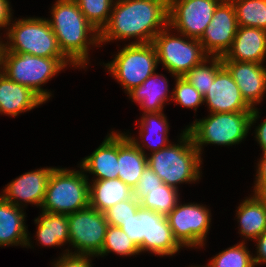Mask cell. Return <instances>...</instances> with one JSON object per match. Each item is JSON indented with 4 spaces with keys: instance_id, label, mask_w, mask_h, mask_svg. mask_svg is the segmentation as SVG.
Returning a JSON list of instances; mask_svg holds the SVG:
<instances>
[{
    "instance_id": "cell-1",
    "label": "cell",
    "mask_w": 266,
    "mask_h": 267,
    "mask_svg": "<svg viewBox=\"0 0 266 267\" xmlns=\"http://www.w3.org/2000/svg\"><path fill=\"white\" fill-rule=\"evenodd\" d=\"M168 26V0H115L108 24L100 32V45L134 38L131 43H152Z\"/></svg>"
},
{
    "instance_id": "cell-2",
    "label": "cell",
    "mask_w": 266,
    "mask_h": 267,
    "mask_svg": "<svg viewBox=\"0 0 266 267\" xmlns=\"http://www.w3.org/2000/svg\"><path fill=\"white\" fill-rule=\"evenodd\" d=\"M50 24L62 54L75 66L89 63V47H100V32L95 29L74 1L57 0L51 9Z\"/></svg>"
},
{
    "instance_id": "cell-3",
    "label": "cell",
    "mask_w": 266,
    "mask_h": 267,
    "mask_svg": "<svg viewBox=\"0 0 266 267\" xmlns=\"http://www.w3.org/2000/svg\"><path fill=\"white\" fill-rule=\"evenodd\" d=\"M179 143H170L147 156V164L163 183L178 189L181 183H195L201 177V155L184 129Z\"/></svg>"
},
{
    "instance_id": "cell-4",
    "label": "cell",
    "mask_w": 266,
    "mask_h": 267,
    "mask_svg": "<svg viewBox=\"0 0 266 267\" xmlns=\"http://www.w3.org/2000/svg\"><path fill=\"white\" fill-rule=\"evenodd\" d=\"M259 117L256 107L252 112L210 113L207 118L193 121L185 130L202 155V146L206 144L232 146L241 143Z\"/></svg>"
},
{
    "instance_id": "cell-5",
    "label": "cell",
    "mask_w": 266,
    "mask_h": 267,
    "mask_svg": "<svg viewBox=\"0 0 266 267\" xmlns=\"http://www.w3.org/2000/svg\"><path fill=\"white\" fill-rule=\"evenodd\" d=\"M68 64L75 67L67 58H46L4 51L2 74L18 84L29 87L46 102L52 95L41 86Z\"/></svg>"
},
{
    "instance_id": "cell-6",
    "label": "cell",
    "mask_w": 266,
    "mask_h": 267,
    "mask_svg": "<svg viewBox=\"0 0 266 267\" xmlns=\"http://www.w3.org/2000/svg\"><path fill=\"white\" fill-rule=\"evenodd\" d=\"M89 178L83 170L56 168L50 174L42 212L71 214L88 207Z\"/></svg>"
},
{
    "instance_id": "cell-7",
    "label": "cell",
    "mask_w": 266,
    "mask_h": 267,
    "mask_svg": "<svg viewBox=\"0 0 266 267\" xmlns=\"http://www.w3.org/2000/svg\"><path fill=\"white\" fill-rule=\"evenodd\" d=\"M10 23L4 51L46 58H66L46 18L28 17Z\"/></svg>"
},
{
    "instance_id": "cell-8",
    "label": "cell",
    "mask_w": 266,
    "mask_h": 267,
    "mask_svg": "<svg viewBox=\"0 0 266 267\" xmlns=\"http://www.w3.org/2000/svg\"><path fill=\"white\" fill-rule=\"evenodd\" d=\"M104 65L128 94L156 71L157 53L152 43H129Z\"/></svg>"
},
{
    "instance_id": "cell-9",
    "label": "cell",
    "mask_w": 266,
    "mask_h": 267,
    "mask_svg": "<svg viewBox=\"0 0 266 267\" xmlns=\"http://www.w3.org/2000/svg\"><path fill=\"white\" fill-rule=\"evenodd\" d=\"M170 31L171 28L167 26L152 41L158 64L161 63L173 77H184L208 55L204 52L199 39L189 38L183 34L176 36Z\"/></svg>"
},
{
    "instance_id": "cell-10",
    "label": "cell",
    "mask_w": 266,
    "mask_h": 267,
    "mask_svg": "<svg viewBox=\"0 0 266 267\" xmlns=\"http://www.w3.org/2000/svg\"><path fill=\"white\" fill-rule=\"evenodd\" d=\"M108 226L104 213L90 205L68 214L69 244L75 248L74 252L68 253L97 257L103 247Z\"/></svg>"
},
{
    "instance_id": "cell-11",
    "label": "cell",
    "mask_w": 266,
    "mask_h": 267,
    "mask_svg": "<svg viewBox=\"0 0 266 267\" xmlns=\"http://www.w3.org/2000/svg\"><path fill=\"white\" fill-rule=\"evenodd\" d=\"M211 213L203 204L180 201L166 216L174 238L182 247L200 248L205 245L210 229Z\"/></svg>"
},
{
    "instance_id": "cell-12",
    "label": "cell",
    "mask_w": 266,
    "mask_h": 267,
    "mask_svg": "<svg viewBox=\"0 0 266 267\" xmlns=\"http://www.w3.org/2000/svg\"><path fill=\"white\" fill-rule=\"evenodd\" d=\"M222 0H168V26L189 38L200 39Z\"/></svg>"
},
{
    "instance_id": "cell-13",
    "label": "cell",
    "mask_w": 266,
    "mask_h": 267,
    "mask_svg": "<svg viewBox=\"0 0 266 267\" xmlns=\"http://www.w3.org/2000/svg\"><path fill=\"white\" fill-rule=\"evenodd\" d=\"M238 23L232 2L221 1L209 25L199 39L208 56L222 57L230 49L237 33Z\"/></svg>"
},
{
    "instance_id": "cell-14",
    "label": "cell",
    "mask_w": 266,
    "mask_h": 267,
    "mask_svg": "<svg viewBox=\"0 0 266 267\" xmlns=\"http://www.w3.org/2000/svg\"><path fill=\"white\" fill-rule=\"evenodd\" d=\"M137 214L141 219V252L172 256L182 249L173 236L166 216L141 206Z\"/></svg>"
},
{
    "instance_id": "cell-15",
    "label": "cell",
    "mask_w": 266,
    "mask_h": 267,
    "mask_svg": "<svg viewBox=\"0 0 266 267\" xmlns=\"http://www.w3.org/2000/svg\"><path fill=\"white\" fill-rule=\"evenodd\" d=\"M53 169L54 167H46L26 172L8 183L3 194L0 195L6 201L21 208H23L24 203L41 207Z\"/></svg>"
},
{
    "instance_id": "cell-16",
    "label": "cell",
    "mask_w": 266,
    "mask_h": 267,
    "mask_svg": "<svg viewBox=\"0 0 266 267\" xmlns=\"http://www.w3.org/2000/svg\"><path fill=\"white\" fill-rule=\"evenodd\" d=\"M210 113L252 112V108L242 98L240 89L231 74L223 66L216 74L209 91L204 95Z\"/></svg>"
},
{
    "instance_id": "cell-17",
    "label": "cell",
    "mask_w": 266,
    "mask_h": 267,
    "mask_svg": "<svg viewBox=\"0 0 266 267\" xmlns=\"http://www.w3.org/2000/svg\"><path fill=\"white\" fill-rule=\"evenodd\" d=\"M240 89L245 102L253 109L263 101L266 93V66L255 62L222 60Z\"/></svg>"
},
{
    "instance_id": "cell-18",
    "label": "cell",
    "mask_w": 266,
    "mask_h": 267,
    "mask_svg": "<svg viewBox=\"0 0 266 267\" xmlns=\"http://www.w3.org/2000/svg\"><path fill=\"white\" fill-rule=\"evenodd\" d=\"M221 58L263 64L266 60V31L254 27H238L230 49Z\"/></svg>"
},
{
    "instance_id": "cell-19",
    "label": "cell",
    "mask_w": 266,
    "mask_h": 267,
    "mask_svg": "<svg viewBox=\"0 0 266 267\" xmlns=\"http://www.w3.org/2000/svg\"><path fill=\"white\" fill-rule=\"evenodd\" d=\"M80 169L95 175L93 180L118 178V132H111L91 155L80 162Z\"/></svg>"
},
{
    "instance_id": "cell-20",
    "label": "cell",
    "mask_w": 266,
    "mask_h": 267,
    "mask_svg": "<svg viewBox=\"0 0 266 267\" xmlns=\"http://www.w3.org/2000/svg\"><path fill=\"white\" fill-rule=\"evenodd\" d=\"M45 101L27 86L18 84L0 74V113L18 116L30 111Z\"/></svg>"
},
{
    "instance_id": "cell-21",
    "label": "cell",
    "mask_w": 266,
    "mask_h": 267,
    "mask_svg": "<svg viewBox=\"0 0 266 267\" xmlns=\"http://www.w3.org/2000/svg\"><path fill=\"white\" fill-rule=\"evenodd\" d=\"M23 210L0 195V247L21 245L31 248Z\"/></svg>"
},
{
    "instance_id": "cell-22",
    "label": "cell",
    "mask_w": 266,
    "mask_h": 267,
    "mask_svg": "<svg viewBox=\"0 0 266 267\" xmlns=\"http://www.w3.org/2000/svg\"><path fill=\"white\" fill-rule=\"evenodd\" d=\"M146 166L147 154H144L126 133L118 132V178L133 189Z\"/></svg>"
},
{
    "instance_id": "cell-23",
    "label": "cell",
    "mask_w": 266,
    "mask_h": 267,
    "mask_svg": "<svg viewBox=\"0 0 266 267\" xmlns=\"http://www.w3.org/2000/svg\"><path fill=\"white\" fill-rule=\"evenodd\" d=\"M168 80L163 74L153 73L141 85L135 87L127 95L140 105L143 113L161 112L168 100Z\"/></svg>"
},
{
    "instance_id": "cell-24",
    "label": "cell",
    "mask_w": 266,
    "mask_h": 267,
    "mask_svg": "<svg viewBox=\"0 0 266 267\" xmlns=\"http://www.w3.org/2000/svg\"><path fill=\"white\" fill-rule=\"evenodd\" d=\"M169 124L163 111L143 113L140 119L139 138L143 145L127 134V137L145 154V146L151 153L167 147L170 142L168 139ZM146 138V140H145ZM149 140V141H148ZM145 141V142H144ZM147 142V143H146ZM144 148V149H143Z\"/></svg>"
},
{
    "instance_id": "cell-25",
    "label": "cell",
    "mask_w": 266,
    "mask_h": 267,
    "mask_svg": "<svg viewBox=\"0 0 266 267\" xmlns=\"http://www.w3.org/2000/svg\"><path fill=\"white\" fill-rule=\"evenodd\" d=\"M132 197L133 189L119 178L92 180V183H89V204L102 213L118 202Z\"/></svg>"
},
{
    "instance_id": "cell-26",
    "label": "cell",
    "mask_w": 266,
    "mask_h": 267,
    "mask_svg": "<svg viewBox=\"0 0 266 267\" xmlns=\"http://www.w3.org/2000/svg\"><path fill=\"white\" fill-rule=\"evenodd\" d=\"M236 212L243 239L255 240L266 231V207L253 195L243 200Z\"/></svg>"
},
{
    "instance_id": "cell-27",
    "label": "cell",
    "mask_w": 266,
    "mask_h": 267,
    "mask_svg": "<svg viewBox=\"0 0 266 267\" xmlns=\"http://www.w3.org/2000/svg\"><path fill=\"white\" fill-rule=\"evenodd\" d=\"M36 239L43 246H62L69 243L68 215L42 212L35 218Z\"/></svg>"
},
{
    "instance_id": "cell-28",
    "label": "cell",
    "mask_w": 266,
    "mask_h": 267,
    "mask_svg": "<svg viewBox=\"0 0 266 267\" xmlns=\"http://www.w3.org/2000/svg\"><path fill=\"white\" fill-rule=\"evenodd\" d=\"M178 191L163 183L153 189H143L135 198L141 207L167 216L180 200Z\"/></svg>"
},
{
    "instance_id": "cell-29",
    "label": "cell",
    "mask_w": 266,
    "mask_h": 267,
    "mask_svg": "<svg viewBox=\"0 0 266 267\" xmlns=\"http://www.w3.org/2000/svg\"><path fill=\"white\" fill-rule=\"evenodd\" d=\"M210 65H206V64ZM223 67L222 58L208 56L200 64L189 70L184 78L203 96L209 91L217 72Z\"/></svg>"
},
{
    "instance_id": "cell-30",
    "label": "cell",
    "mask_w": 266,
    "mask_h": 267,
    "mask_svg": "<svg viewBox=\"0 0 266 267\" xmlns=\"http://www.w3.org/2000/svg\"><path fill=\"white\" fill-rule=\"evenodd\" d=\"M238 27H254L266 31V0H235Z\"/></svg>"
},
{
    "instance_id": "cell-31",
    "label": "cell",
    "mask_w": 266,
    "mask_h": 267,
    "mask_svg": "<svg viewBox=\"0 0 266 267\" xmlns=\"http://www.w3.org/2000/svg\"><path fill=\"white\" fill-rule=\"evenodd\" d=\"M114 252L120 256H134L140 254L139 248L130 240L126 233L117 226L109 225L103 247L98 256H105Z\"/></svg>"
},
{
    "instance_id": "cell-32",
    "label": "cell",
    "mask_w": 266,
    "mask_h": 267,
    "mask_svg": "<svg viewBox=\"0 0 266 267\" xmlns=\"http://www.w3.org/2000/svg\"><path fill=\"white\" fill-rule=\"evenodd\" d=\"M208 267H255L253 255L245 245V241L239 242L232 247L222 250L214 256Z\"/></svg>"
},
{
    "instance_id": "cell-33",
    "label": "cell",
    "mask_w": 266,
    "mask_h": 267,
    "mask_svg": "<svg viewBox=\"0 0 266 267\" xmlns=\"http://www.w3.org/2000/svg\"><path fill=\"white\" fill-rule=\"evenodd\" d=\"M115 0H77L86 20L99 32L108 24Z\"/></svg>"
},
{
    "instance_id": "cell-34",
    "label": "cell",
    "mask_w": 266,
    "mask_h": 267,
    "mask_svg": "<svg viewBox=\"0 0 266 267\" xmlns=\"http://www.w3.org/2000/svg\"><path fill=\"white\" fill-rule=\"evenodd\" d=\"M175 88H173L171 97L177 104L193 108L195 111L198 106L204 104V96L199 93L184 77H175Z\"/></svg>"
},
{
    "instance_id": "cell-35",
    "label": "cell",
    "mask_w": 266,
    "mask_h": 267,
    "mask_svg": "<svg viewBox=\"0 0 266 267\" xmlns=\"http://www.w3.org/2000/svg\"><path fill=\"white\" fill-rule=\"evenodd\" d=\"M140 207V202L133 196L126 201L118 202L104 212L109 225L120 227L123 222L132 219Z\"/></svg>"
},
{
    "instance_id": "cell-36",
    "label": "cell",
    "mask_w": 266,
    "mask_h": 267,
    "mask_svg": "<svg viewBox=\"0 0 266 267\" xmlns=\"http://www.w3.org/2000/svg\"><path fill=\"white\" fill-rule=\"evenodd\" d=\"M69 249H66L57 261L53 263V267H92L91 255L73 254L68 253Z\"/></svg>"
},
{
    "instance_id": "cell-37",
    "label": "cell",
    "mask_w": 266,
    "mask_h": 267,
    "mask_svg": "<svg viewBox=\"0 0 266 267\" xmlns=\"http://www.w3.org/2000/svg\"><path fill=\"white\" fill-rule=\"evenodd\" d=\"M161 184H163L161 178L147 164L140 176V180L133 188V196L136 197L143 189H153Z\"/></svg>"
},
{
    "instance_id": "cell-38",
    "label": "cell",
    "mask_w": 266,
    "mask_h": 267,
    "mask_svg": "<svg viewBox=\"0 0 266 267\" xmlns=\"http://www.w3.org/2000/svg\"><path fill=\"white\" fill-rule=\"evenodd\" d=\"M120 228L126 233V235L132 240L135 245L139 248L141 253V219H139L136 213L132 219H129L120 226Z\"/></svg>"
},
{
    "instance_id": "cell-39",
    "label": "cell",
    "mask_w": 266,
    "mask_h": 267,
    "mask_svg": "<svg viewBox=\"0 0 266 267\" xmlns=\"http://www.w3.org/2000/svg\"><path fill=\"white\" fill-rule=\"evenodd\" d=\"M254 241H256L257 256L254 255L253 262L254 266L266 264V231L263 232L259 237H257Z\"/></svg>"
},
{
    "instance_id": "cell-40",
    "label": "cell",
    "mask_w": 266,
    "mask_h": 267,
    "mask_svg": "<svg viewBox=\"0 0 266 267\" xmlns=\"http://www.w3.org/2000/svg\"><path fill=\"white\" fill-rule=\"evenodd\" d=\"M9 0H0V29H8L12 19V7ZM8 26V27H7Z\"/></svg>"
},
{
    "instance_id": "cell-41",
    "label": "cell",
    "mask_w": 266,
    "mask_h": 267,
    "mask_svg": "<svg viewBox=\"0 0 266 267\" xmlns=\"http://www.w3.org/2000/svg\"><path fill=\"white\" fill-rule=\"evenodd\" d=\"M253 196L266 207V179H256Z\"/></svg>"
},
{
    "instance_id": "cell-42",
    "label": "cell",
    "mask_w": 266,
    "mask_h": 267,
    "mask_svg": "<svg viewBox=\"0 0 266 267\" xmlns=\"http://www.w3.org/2000/svg\"><path fill=\"white\" fill-rule=\"evenodd\" d=\"M254 131L257 143H259L262 151L266 152V119L256 126Z\"/></svg>"
},
{
    "instance_id": "cell-43",
    "label": "cell",
    "mask_w": 266,
    "mask_h": 267,
    "mask_svg": "<svg viewBox=\"0 0 266 267\" xmlns=\"http://www.w3.org/2000/svg\"><path fill=\"white\" fill-rule=\"evenodd\" d=\"M263 156L258 162L256 178L255 179H266V152H262Z\"/></svg>"
},
{
    "instance_id": "cell-44",
    "label": "cell",
    "mask_w": 266,
    "mask_h": 267,
    "mask_svg": "<svg viewBox=\"0 0 266 267\" xmlns=\"http://www.w3.org/2000/svg\"><path fill=\"white\" fill-rule=\"evenodd\" d=\"M4 40H0V74L2 73V58H3V52H4Z\"/></svg>"
},
{
    "instance_id": "cell-45",
    "label": "cell",
    "mask_w": 266,
    "mask_h": 267,
    "mask_svg": "<svg viewBox=\"0 0 266 267\" xmlns=\"http://www.w3.org/2000/svg\"><path fill=\"white\" fill-rule=\"evenodd\" d=\"M222 1H224V2H233L235 0H222Z\"/></svg>"
}]
</instances>
